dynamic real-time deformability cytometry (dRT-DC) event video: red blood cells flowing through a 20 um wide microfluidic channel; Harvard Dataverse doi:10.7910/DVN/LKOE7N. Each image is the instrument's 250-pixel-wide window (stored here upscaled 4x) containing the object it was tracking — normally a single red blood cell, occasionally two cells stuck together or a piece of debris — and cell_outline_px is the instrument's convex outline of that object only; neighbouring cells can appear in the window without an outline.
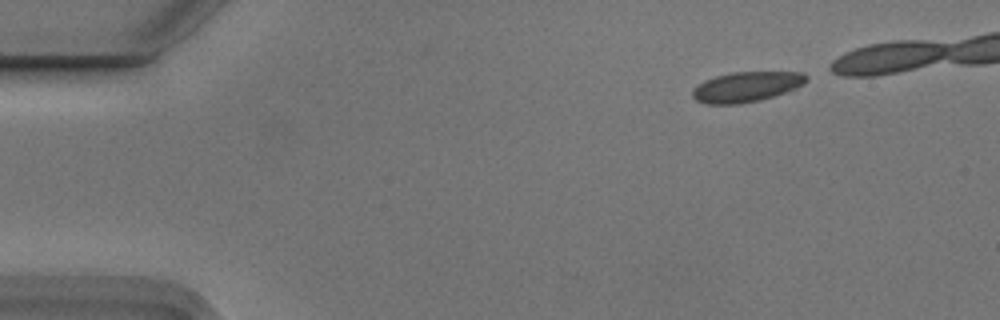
{"species": "Egyptian fruit bat (a non-hibernating species)", "species_latin": "Rousettus aegyptiacus", "temperature_condition": "cold", "stored_images_in_passage": 6, "camera_frame_rate_fps": 3000, "um_per_image_px": 0.085, "animal": {"sex": "male"}, "frame": {"image": 1, "passage_image": 1, "time_ms": 0.0, "image_size_px": [1000, 320], "cell_outline_px": [[808, 80], [804, 84], [796, 88], [760, 100], [740, 104], [708, 104], [696, 100], [692, 96], [692, 88], [704, 80], [716, 76], [732, 72], [804, 72], [808, 76]], "centroid_in_image_um": [63.44, 7.37], "position_along_channel_um": 21.6, "area_um2": 20.06}}
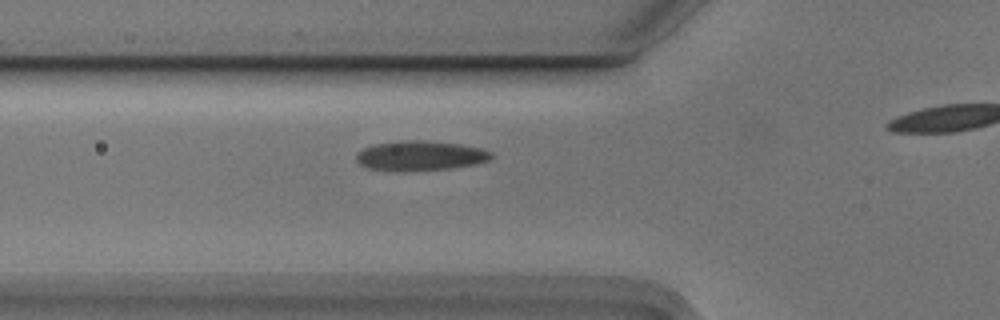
{"frame": {"image": 2, "passage_image": 6, "time_ms": 1.667, "image_size_px": [1000, 320], "cell_outline_px": [[492, 156], [488, 160], [476, 164], [452, 168], [404, 172], [392, 172], [368, 168], [360, 164], [356, 160], [356, 152], [364, 148], [376, 144], [400, 140], [424, 140], [460, 144], [480, 148], [492, 152]], "centroid_in_image_um": [35.68, 13.25], "position_along_channel_um": 90.1, "area_um2": 23.76}}